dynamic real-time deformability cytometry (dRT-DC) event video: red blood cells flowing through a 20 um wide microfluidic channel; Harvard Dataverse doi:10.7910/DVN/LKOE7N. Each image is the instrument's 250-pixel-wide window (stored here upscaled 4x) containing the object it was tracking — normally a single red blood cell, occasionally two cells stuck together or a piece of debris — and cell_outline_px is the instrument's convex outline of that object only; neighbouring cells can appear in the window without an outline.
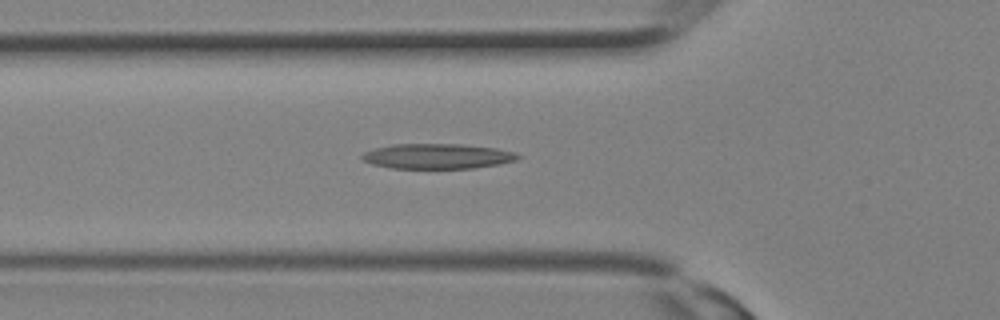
{"species": "Egyptian fruit bat (a non-hibernating species)", "species_latin": "Rousettus aegyptiacus", "temperature_condition": "room temperature", "stored_images_in_passage": 14, "camera_frame_rate_fps": 3000, "um_per_image_px": 0.085, "animal": {"sex": "female"}, "frame": {"image": 1, "passage_image": 8, "time_ms": 2.333, "image_size_px": [1000, 320], "cell_outline_px": [[520, 156], [516, 160], [500, 164], [472, 168], [392, 168], [372, 164], [364, 160], [360, 156], [364, 152], [376, 148], [392, 144], [460, 144], [496, 148], [512, 152]], "centroid_in_image_um": [37.16, 13.28], "position_along_channel_um": 88.6, "area_um2": 22.6}}
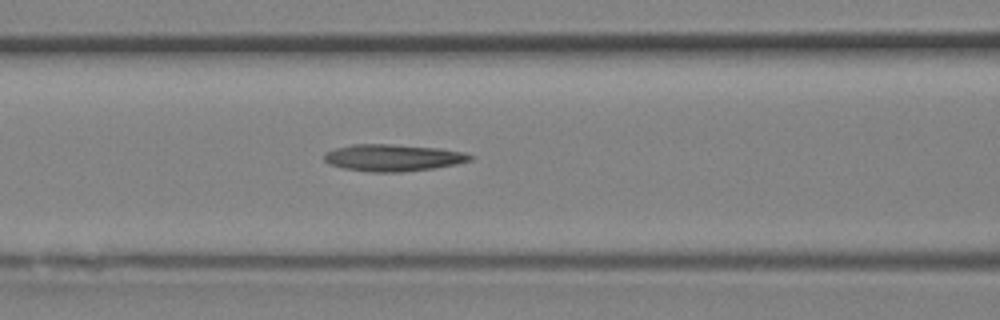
{"frame": {"image": 2, "passage_image": 10, "time_ms": 3.0, "image_size_px": [1000, 320], "cell_outline_px": [[476, 156], [472, 160], [456, 164], [432, 168], [400, 172], [368, 172], [344, 168], [328, 164], [324, 160], [324, 152], [336, 148], [352, 144], [392, 144], [440, 148], [464, 152]], "centroid_in_image_um": [33.4, 13.4], "position_along_channel_um": 133.2, "area_um2": 23.0}}
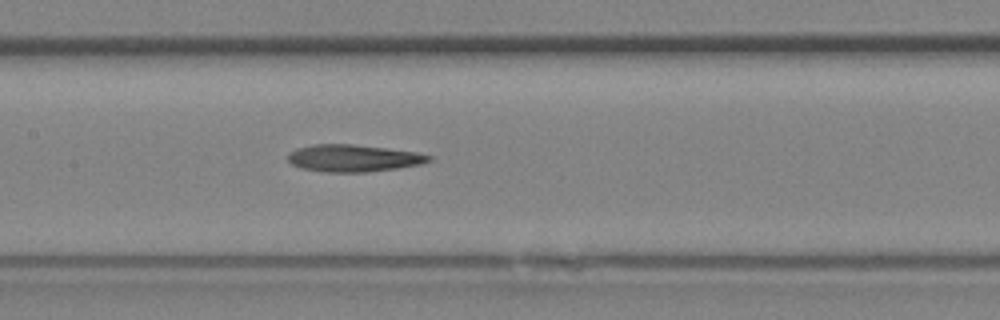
{"frame": {"image": 3, "passage_image": 12, "time_ms": 3.667, "image_size_px": [1000, 320], "cell_outline_px": [[432, 160], [420, 164], [396, 168], [364, 172], [324, 172], [300, 168], [292, 164], [288, 160], [288, 156], [296, 148], [312, 144], [352, 144], [416, 152], [432, 156]], "centroid_in_image_um": [30.01, 13.44], "position_along_channel_um": 177.4, "area_um2": 22.08}}